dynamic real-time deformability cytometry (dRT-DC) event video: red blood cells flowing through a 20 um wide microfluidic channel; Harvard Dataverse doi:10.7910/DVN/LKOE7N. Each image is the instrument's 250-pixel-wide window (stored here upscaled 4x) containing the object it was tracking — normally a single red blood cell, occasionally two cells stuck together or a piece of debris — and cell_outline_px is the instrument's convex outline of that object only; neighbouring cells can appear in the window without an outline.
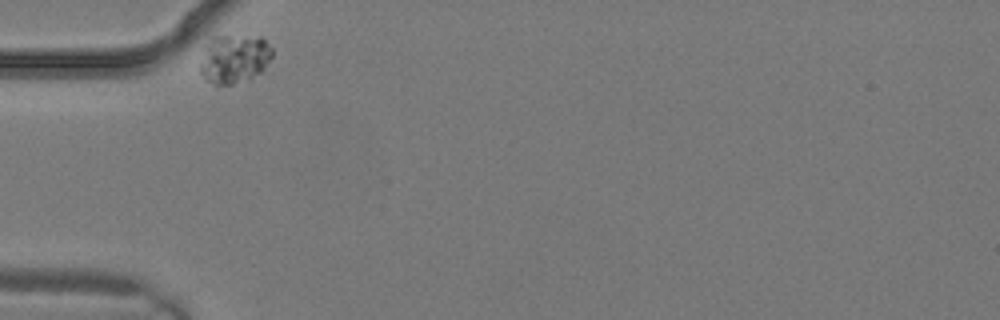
{"species": "common noctule bat (a hibernating species)", "species_latin": "Nyctalus noctula", "temperature_condition": "warm", "stored_images_in_passage": 1, "camera_frame_rate_fps": 3000, "um_per_image_px": 0.085, "animal": {"sex": "male", "body_mass_g": 19.2, "forearm_length_mm": 51.8}, "frame": {"image": 1, "passage_image": 1, "time_ms": 0.0, "image_size_px": [1000, 320], "cell_outline_px": [[272, 56], [264, 68], [260, 72], [248, 80], [216, 88], [200, 72], [200, 64], [204, 44], [212, 36], [260, 36], [272, 48]], "centroid_in_image_um": [19.87, 5.01], "position_along_channel_um": 65.1, "area_um2": 20.87}}